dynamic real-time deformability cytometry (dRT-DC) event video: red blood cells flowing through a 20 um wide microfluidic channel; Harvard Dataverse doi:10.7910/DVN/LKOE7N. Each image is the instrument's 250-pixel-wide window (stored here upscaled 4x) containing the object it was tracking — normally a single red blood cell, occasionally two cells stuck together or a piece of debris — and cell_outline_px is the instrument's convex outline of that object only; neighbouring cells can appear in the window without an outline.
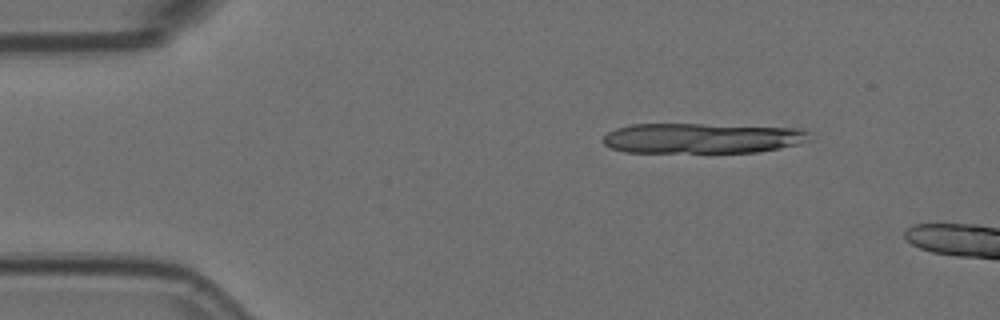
{"species": "Egyptian fruit bat (a non-hibernating species)", "species_latin": "Rousettus aegyptiacus", "temperature_condition": "room temperature", "stored_images_in_passage": 4, "camera_frame_rate_fps": 3000, "um_per_image_px": 0.085, "animal": {"sex": "female"}, "frame": {"image": 1, "passage_image": 2, "time_ms": 0.333, "image_size_px": [1000, 320], "cell_outline_px": [[808, 140], [796, 144], [780, 148], [756, 152], [624, 152], [612, 148], [604, 144], [600, 140], [608, 132], [616, 128], [628, 124], [700, 124], [800, 128], [808, 132]], "centroid_in_image_um": [59.61, 11.74], "position_along_channel_um": 25.4, "area_um2": 36.36}}